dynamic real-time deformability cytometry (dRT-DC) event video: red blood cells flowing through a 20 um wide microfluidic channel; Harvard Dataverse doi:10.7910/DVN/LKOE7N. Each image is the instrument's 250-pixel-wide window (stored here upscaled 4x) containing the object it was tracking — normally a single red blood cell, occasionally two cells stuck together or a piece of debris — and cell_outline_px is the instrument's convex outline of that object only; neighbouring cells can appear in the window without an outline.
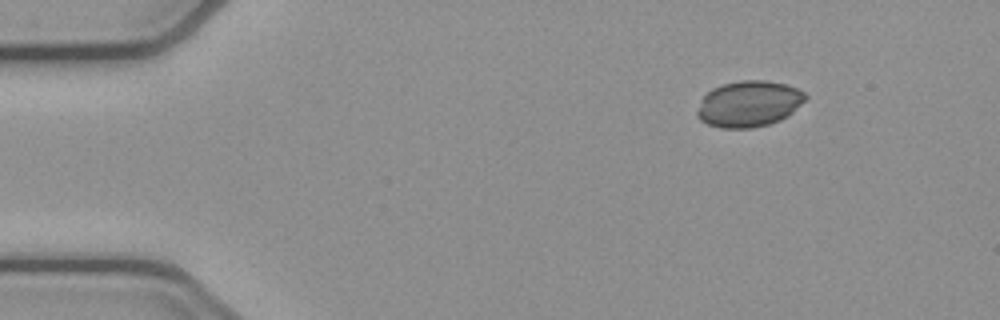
{"species": "common noctule bat (a hibernating species)", "species_latin": "Nyctalus noctula", "temperature_condition": "cold", "stored_images_in_passage": 6, "camera_frame_rate_fps": 3000, "um_per_image_px": 0.085, "animal": {"sex": "female", "body_mass_g": 21.9}, "frame": {"image": 1, "passage_image": 1, "time_ms": 0.0, "image_size_px": [1000, 320], "cell_outline_px": [[808, 96], [788, 116], [780, 120], [768, 124], [752, 128], [720, 128], [708, 124], [700, 120], [696, 116], [696, 112], [704, 96], [712, 88], [724, 84], [740, 80], [764, 80], [784, 84], [796, 88], [804, 92]], "centroid_in_image_um": [63.64, 8.83], "position_along_channel_um": 21.4, "area_um2": 28.9}}